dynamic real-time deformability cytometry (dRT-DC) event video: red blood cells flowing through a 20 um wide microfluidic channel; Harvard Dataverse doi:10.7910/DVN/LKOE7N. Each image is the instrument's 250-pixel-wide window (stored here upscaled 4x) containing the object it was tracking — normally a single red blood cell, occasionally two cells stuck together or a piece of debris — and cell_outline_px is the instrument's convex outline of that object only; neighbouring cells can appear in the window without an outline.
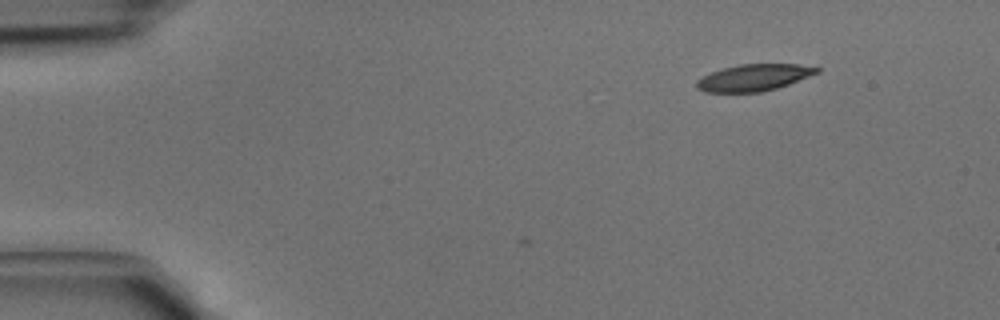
{"species": "common noctule bat (a hibernating species)", "species_latin": "Nyctalus noctula", "temperature_condition": "cold", "stored_images_in_passage": 2, "camera_frame_rate_fps": 3000, "um_per_image_px": 0.085, "animal": {"sex": "male", "body_mass_g": 15.6}, "frame": {"image": 1, "passage_image": 2, "time_ms": 0.333, "image_size_px": [1000, 320], "cell_outline_px": [[820, 72], [788, 84], [776, 88], [760, 92], [704, 92], [696, 88], [696, 80], [712, 72], [724, 68], [740, 64], [796, 64], [820, 68]], "centroid_in_image_um": [64.06, 6.6], "position_along_channel_um": 20.9, "area_um2": 18.5}}